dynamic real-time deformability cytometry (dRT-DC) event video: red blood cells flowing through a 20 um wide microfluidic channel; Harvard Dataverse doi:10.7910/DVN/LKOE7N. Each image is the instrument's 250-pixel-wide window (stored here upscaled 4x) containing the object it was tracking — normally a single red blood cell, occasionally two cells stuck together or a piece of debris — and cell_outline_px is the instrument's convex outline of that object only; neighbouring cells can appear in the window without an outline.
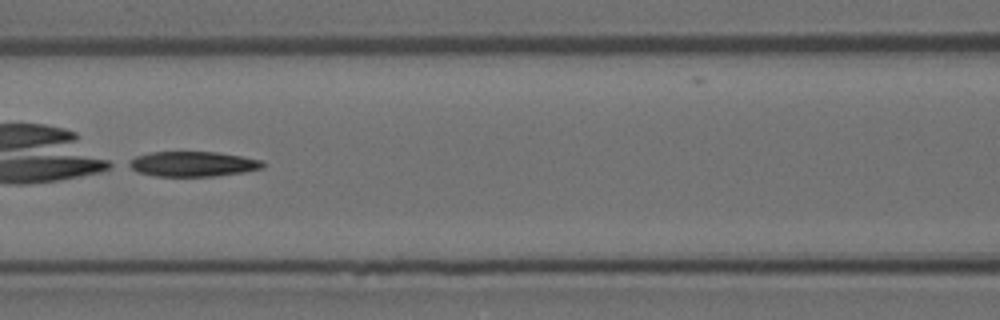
{"species": "Egyptian fruit bat (a non-hibernating species)", "species_latin": "Rousettus aegyptiacus", "temperature_condition": "room temperature", "stored_images_in_passage": 50, "camera_frame_rate_fps": 3000, "um_per_image_px": 0.085, "animal": {"sex": "female"}, "frame": {"image": 1, "passage_image": 22, "time_ms": 7.0, "image_size_px": [1000, 320], "cell_outline_px": [[264, 168], [244, 172], [216, 176], [156, 176], [136, 172], [124, 164], [128, 160], [136, 156], [152, 152], [216, 152], [264, 160]], "centroid_in_image_um": [16.36, 13.94], "position_along_channel_um": 150.2, "area_um2": 19.77}}